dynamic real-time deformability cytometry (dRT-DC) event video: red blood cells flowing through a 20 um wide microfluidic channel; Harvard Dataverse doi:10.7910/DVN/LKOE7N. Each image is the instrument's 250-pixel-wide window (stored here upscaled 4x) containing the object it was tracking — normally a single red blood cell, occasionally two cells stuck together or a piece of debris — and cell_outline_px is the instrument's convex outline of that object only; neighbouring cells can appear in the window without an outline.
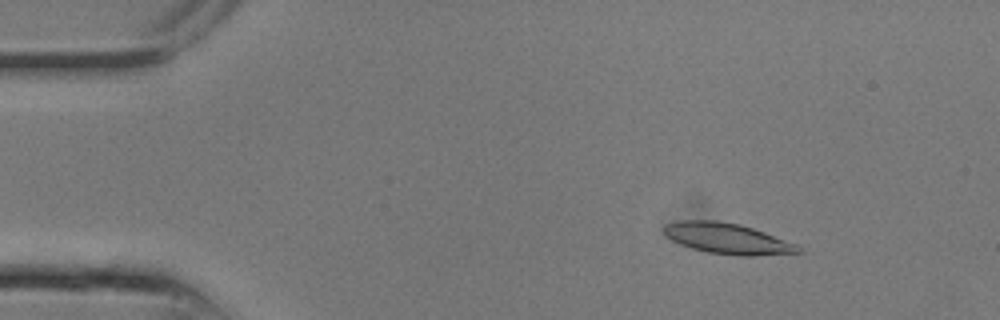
{"species": "common noctule bat (a hibernating species)", "species_latin": "Nyctalus noctula", "temperature_condition": "room temperature", "stored_images_in_passage": 25, "camera_frame_rate_fps": 3000, "um_per_image_px": 0.085, "animal": {"sex": "male", "body_mass_g": 13.3}, "frame": {"image": 1, "passage_image": 4, "time_ms": 1.0, "image_size_px": [1000, 320], "cell_outline_px": [[804, 252], [752, 256], [740, 256], [708, 252], [692, 248], [680, 244], [672, 240], [664, 232], [664, 224], [680, 220], [716, 220], [740, 224], [764, 232], [796, 244], [804, 248]], "centroid_in_image_um": [61.85, 20.27], "position_along_channel_um": 23.2, "area_um2": 24.04}}
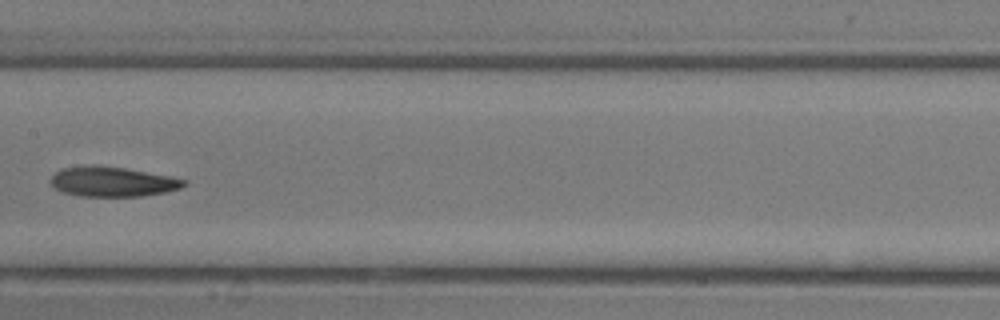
{"frame": {"image": 2, "passage_image": 13, "time_ms": 4.0, "image_size_px": [1000, 320], "cell_outline_px": [[188, 184], [180, 188], [164, 192], [140, 196], [80, 196], [64, 192], [56, 188], [48, 180], [56, 172], [64, 168], [96, 164], [124, 168], [168, 176], [188, 180]], "centroid_in_image_um": [9.56, 15.44], "position_along_channel_um": 197.8, "area_um2": 23.0}}
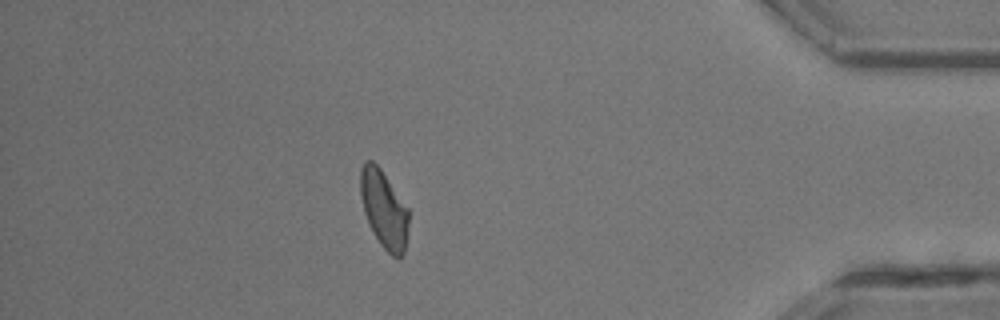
{"frame": {"image": 3, "passage_image": 22, "time_ms": 7.0, "image_size_px": [1000, 320], "cell_outline_px": [[408, 224], [404, 256], [400, 260], [392, 256], [380, 244], [368, 224], [364, 212], [360, 196], [360, 168], [364, 160], [372, 160], [380, 168], [408, 208]], "centroid_in_image_um": [32.62, 17.79], "position_along_channel_um": 402.6, "area_um2": 21.96}}